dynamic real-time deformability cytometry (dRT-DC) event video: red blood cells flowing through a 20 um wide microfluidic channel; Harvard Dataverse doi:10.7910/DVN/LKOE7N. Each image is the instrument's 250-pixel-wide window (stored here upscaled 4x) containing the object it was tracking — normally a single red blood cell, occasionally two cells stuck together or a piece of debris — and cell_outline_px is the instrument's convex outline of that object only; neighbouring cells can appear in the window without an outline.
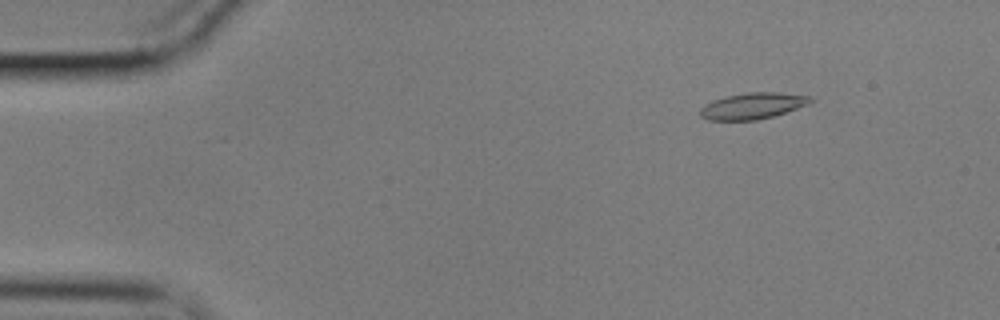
{"species": "common noctule bat (a hibernating species)", "species_latin": "Nyctalus noctula", "temperature_condition": "cold", "stored_images_in_passage": 53, "camera_frame_rate_fps": 3000, "um_per_image_px": 0.085, "animal": {"sex": "male", "body_mass_g": 17.9}, "frame": {"image": 1, "passage_image": 3, "time_ms": 0.667, "image_size_px": [1000, 320], "cell_outline_px": [[816, 100], [808, 104], [772, 116], [756, 120], [708, 120], [700, 116], [700, 108], [704, 104], [728, 96], [748, 92], [776, 92], [808, 96]], "centroid_in_image_um": [63.96, 9.0], "position_along_channel_um": 21.0, "area_um2": 16.59}}
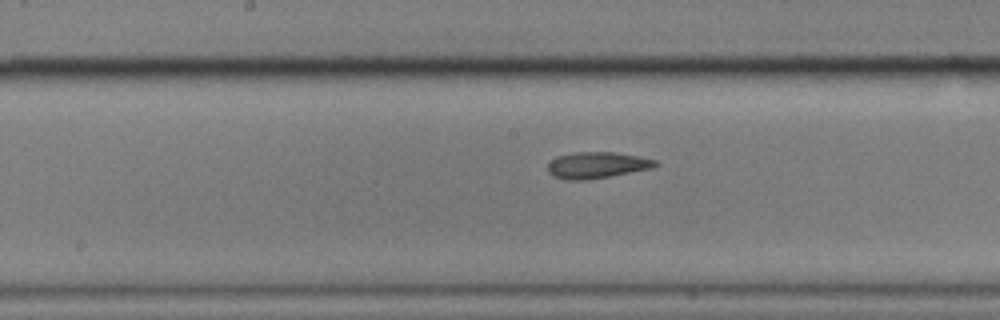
{"frame": {"image": 2, "passage_image": 25, "time_ms": 8.0, "image_size_px": [1000, 320], "cell_outline_px": [[660, 164], [652, 168], [588, 180], [564, 180], [552, 176], [548, 172], [548, 164], [556, 156], [576, 152], [612, 152], [636, 156], [656, 160]], "centroid_in_image_um": [50.7, 14.04], "position_along_channel_um": 197.5, "area_um2": 16.47}}
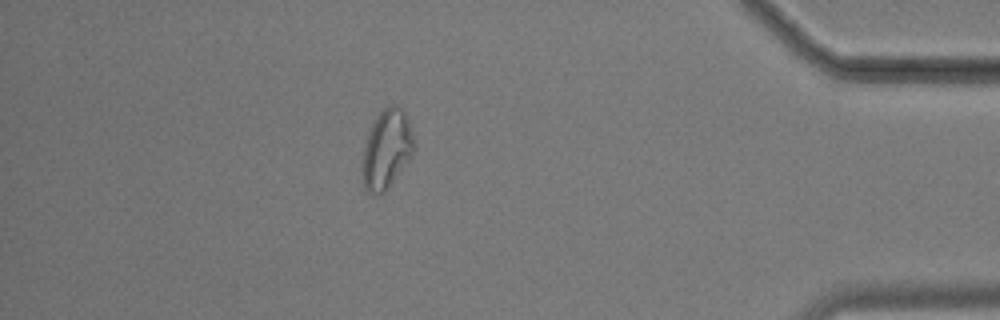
{"frame": {"image": 3, "passage_image": 46, "time_ms": 15.0, "image_size_px": [1000, 320], "cell_outline_px": [[416, 148], [412, 156], [384, 192], [380, 196], [372, 196], [364, 188], [364, 148], [368, 132], [376, 116], [384, 108], [392, 104], [396, 104], [404, 112], [412, 132]], "centroid_in_image_um": [32.89, 12.69], "position_along_channel_um": 402.3, "area_um2": 23.47}, "authors_computed_cell_mechanics": {"area_um2": 16.8198, "velocity_mm_per_s": 3.5106, "shape_relaxation_time_tau1_ms": 9.645, "shape_relaxation_time_tau2_ms": 4.5857, "deformation_change_tau1": 0.1908, "deformation_change_tau2": 0.1014}}